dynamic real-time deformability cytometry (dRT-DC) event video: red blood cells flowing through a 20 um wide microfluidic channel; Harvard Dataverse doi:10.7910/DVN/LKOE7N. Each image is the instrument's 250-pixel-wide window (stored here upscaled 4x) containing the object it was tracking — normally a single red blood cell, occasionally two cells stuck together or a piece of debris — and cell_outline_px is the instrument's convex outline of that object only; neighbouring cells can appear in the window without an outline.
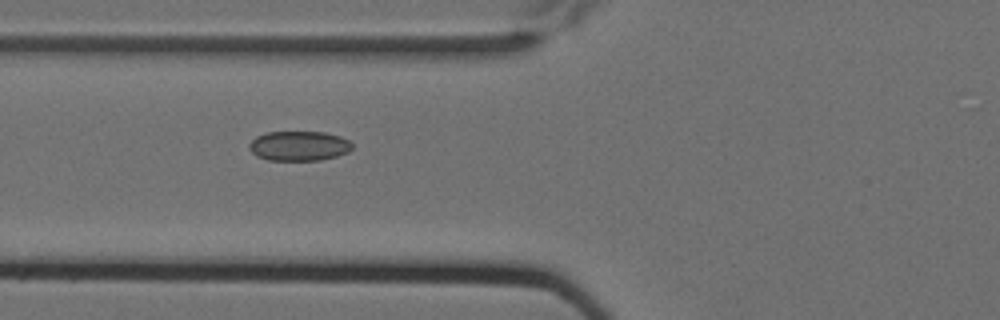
{"species": "Egyptian fruit bat (a non-hibernating species)", "species_latin": "Rousettus aegyptiacus", "temperature_condition": "cold", "stored_images_in_passage": 12, "camera_frame_rate_fps": 3000, "um_per_image_px": 0.085, "animal": {"sex": "female"}, "frame": {"image": 1, "passage_image": 7, "time_ms": 2.0, "image_size_px": [1000, 320], "cell_outline_px": [[352, 148], [348, 152], [336, 156], [320, 160], [268, 160], [256, 156], [248, 148], [248, 144], [256, 136], [264, 132], [324, 132], [340, 136], [348, 140], [352, 144]], "centroid_in_image_um": [25.38, 12.4], "position_along_channel_um": 100.4, "area_um2": 17.92}}
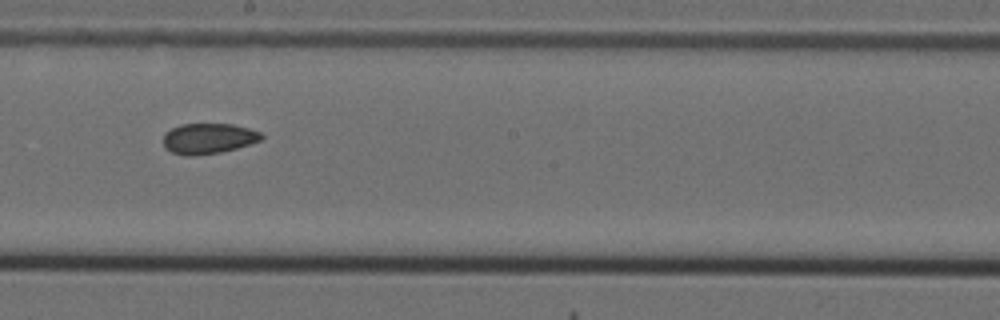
{"frame": {"image": 2, "passage_image": 10, "time_ms": 3.0, "image_size_px": [1000, 320], "cell_outline_px": [[264, 136], [260, 140], [236, 148], [220, 152], [192, 156], [184, 156], [172, 152], [164, 148], [164, 132], [180, 124], [232, 124], [248, 128], [260, 132]], "centroid_in_image_um": [17.67, 11.77], "position_along_channel_um": 230.5, "area_um2": 17.4}}
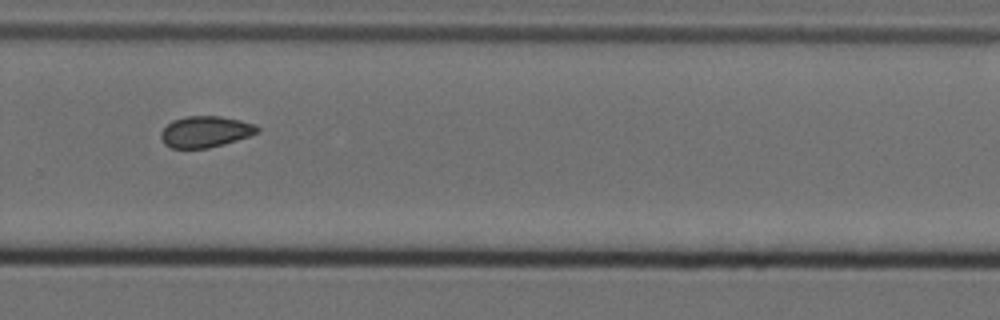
{"frame": {"image": 3, "passage_image": 12, "time_ms": 3.667, "image_size_px": [1000, 320], "cell_outline_px": [[260, 132], [224, 144], [208, 148], [172, 148], [164, 144], [160, 136], [160, 132], [172, 120], [184, 116], [220, 116], [240, 120], [256, 124], [260, 128]], "centroid_in_image_um": [17.46, 11.19], "position_along_channel_um": 312.3, "area_um2": 17.63}}